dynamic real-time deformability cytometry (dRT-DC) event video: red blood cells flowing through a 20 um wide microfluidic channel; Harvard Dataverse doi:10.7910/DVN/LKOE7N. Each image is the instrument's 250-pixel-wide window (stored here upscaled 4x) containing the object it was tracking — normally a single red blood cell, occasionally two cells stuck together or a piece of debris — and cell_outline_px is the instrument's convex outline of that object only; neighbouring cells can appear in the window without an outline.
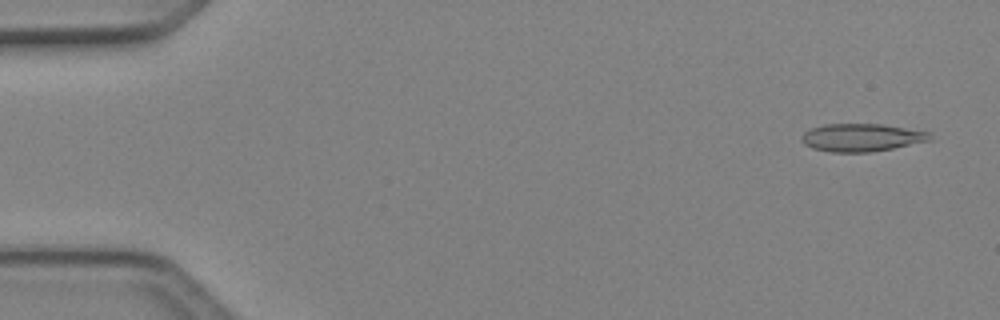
{"species": "Egyptian fruit bat (a non-hibernating species)", "species_latin": "Rousettus aegyptiacus", "temperature_condition": "cold", "stored_images_in_passage": 4, "camera_frame_rate_fps": 3000, "um_per_image_px": 0.085, "animal": {"sex": "female"}, "frame": {"image": 1, "passage_image": 1, "time_ms": 0.0, "image_size_px": [1000, 320], "cell_outline_px": [[932, 140], [872, 152], [828, 152], [812, 148], [804, 144], [800, 136], [804, 132], [812, 128], [824, 124], [880, 124], [928, 132]], "centroid_in_image_um": [73.18, 11.7], "position_along_channel_um": 11.8, "area_um2": 20.63}}